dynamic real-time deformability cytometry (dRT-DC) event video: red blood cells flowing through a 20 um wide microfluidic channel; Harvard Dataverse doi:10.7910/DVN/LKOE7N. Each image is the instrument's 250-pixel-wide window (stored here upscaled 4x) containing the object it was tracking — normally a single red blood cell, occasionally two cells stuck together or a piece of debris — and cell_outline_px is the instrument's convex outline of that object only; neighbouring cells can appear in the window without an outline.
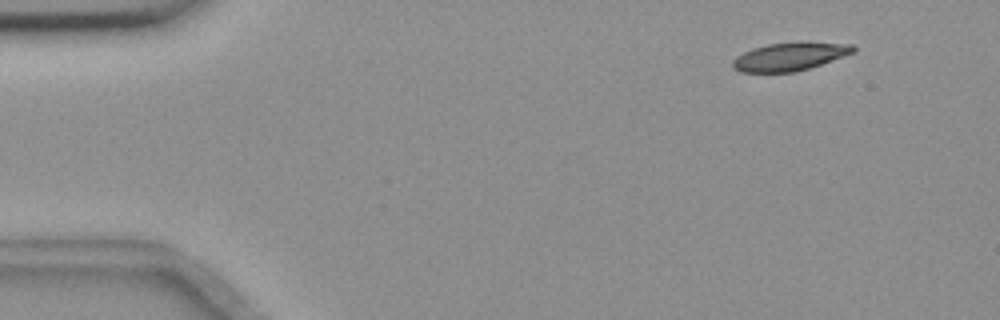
{"species": "common noctule bat (a hibernating species)", "species_latin": "Nyctalus noctula", "temperature_condition": "room temperature", "stored_images_in_passage": 5, "camera_frame_rate_fps": 3000, "um_per_image_px": 0.085, "animal": {"sex": "female", "body_mass_g": 18.4}, "frame": {"image": 1, "passage_image": 2, "time_ms": 1.333, "image_size_px": [1000, 320], "cell_outline_px": [[856, 52], [796, 72], [740, 72], [732, 68], [732, 60], [736, 56], [752, 48], [768, 44], [852, 44], [856, 48]], "centroid_in_image_um": [67.05, 4.85], "position_along_channel_um": 18.0, "area_um2": 19.02}}